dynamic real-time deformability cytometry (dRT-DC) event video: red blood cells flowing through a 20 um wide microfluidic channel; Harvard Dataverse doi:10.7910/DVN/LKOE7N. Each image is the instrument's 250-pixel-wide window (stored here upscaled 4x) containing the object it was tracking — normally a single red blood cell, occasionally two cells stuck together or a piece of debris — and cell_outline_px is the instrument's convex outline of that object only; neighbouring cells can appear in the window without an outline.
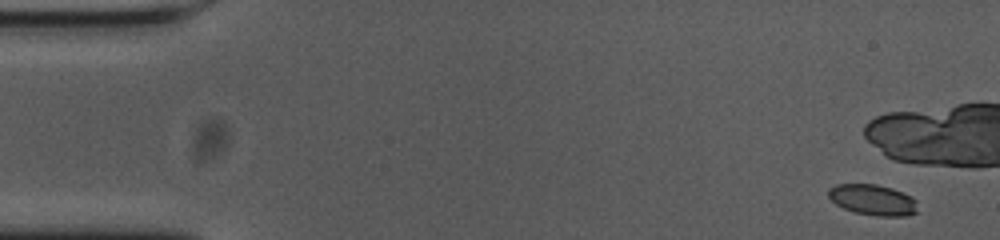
{"species": "common noctule bat (a hibernating species)", "species_latin": "Nyctalus noctula", "temperature_condition": "cold", "stored_images_in_passage": 10, "camera_frame_rate_fps": 3000, "um_per_image_px": 0.085, "animal": {"sex": "female", "body_mass_g": 23.0, "forearm_length_mm": 53.4}, "frame": {"image": 1, "passage_image": 1, "time_ms": 0.0, "image_size_px": [1000, 240], "cell_outline_px": [[916, 212], [908, 216], [880, 216], [852, 212], [836, 204], [828, 196], [828, 188], [836, 184], [876, 184], [892, 188], [916, 200]], "centroid_in_image_um": [74.15, 16.99], "position_along_channel_um": 10.8, "area_um2": 15.9}}